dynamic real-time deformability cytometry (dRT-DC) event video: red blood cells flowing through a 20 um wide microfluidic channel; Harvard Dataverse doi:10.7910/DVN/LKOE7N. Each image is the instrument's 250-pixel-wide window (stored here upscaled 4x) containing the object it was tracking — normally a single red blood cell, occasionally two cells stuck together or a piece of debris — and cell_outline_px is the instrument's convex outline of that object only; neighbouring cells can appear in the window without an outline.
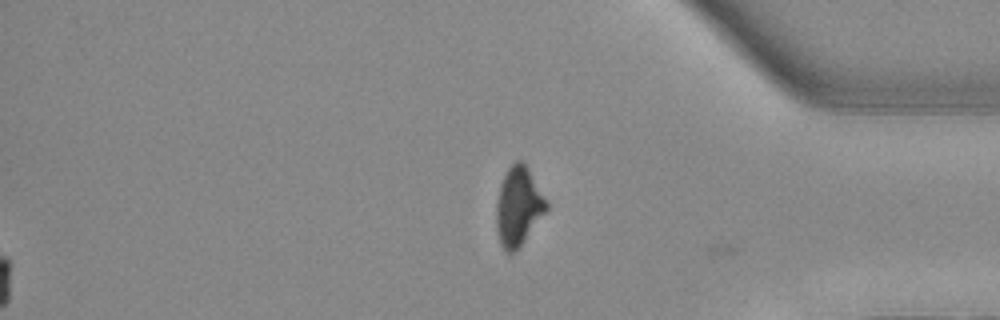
{"species": "Egyptian fruit bat (a non-hibernating species)", "species_latin": "Rousettus aegyptiacus", "temperature_condition": "warm", "stored_images_in_passage": 47, "segment_of_instrument_passage": [2, 2], "camera_frame_rate_fps": 3000, "um_per_image_px": 0.085, "animal": {"sex": "female"}, "frame": {"image": 1, "passage_image": 47, "time_ms": 15.333, "image_size_px": [1000, 320], "cell_outline_px": [[548, 208], [516, 252], [508, 252], [500, 244], [496, 228], [496, 204], [500, 184], [508, 168], [516, 160], [520, 160], [528, 168], [548, 204]], "centroid_in_image_um": [44.04, 17.56], "position_along_channel_um": 391.2, "area_um2": 22.66}}